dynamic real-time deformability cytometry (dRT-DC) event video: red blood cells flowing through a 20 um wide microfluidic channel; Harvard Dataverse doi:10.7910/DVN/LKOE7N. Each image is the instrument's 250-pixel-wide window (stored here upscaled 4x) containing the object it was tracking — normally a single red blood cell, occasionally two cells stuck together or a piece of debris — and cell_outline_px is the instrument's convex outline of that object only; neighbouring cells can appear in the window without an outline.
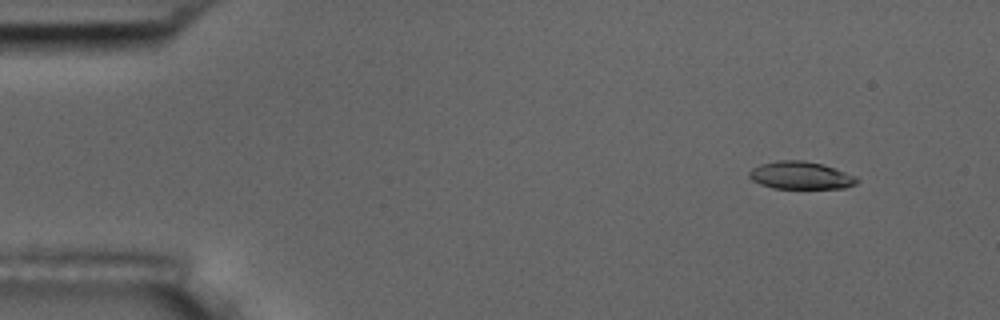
{"species": "common noctule bat (a hibernating species)", "species_latin": "Nyctalus noctula", "temperature_condition": "room temperature", "stored_images_in_passage": 5, "camera_frame_rate_fps": 3000, "um_per_image_px": 0.085, "animal": {"sex": "male", "body_mass_g": 17.5, "forearm_length_mm": 52.3}, "frame": {"image": 1, "passage_image": 2, "time_ms": 1.0, "image_size_px": [1000, 320], "cell_outline_px": [[860, 180], [856, 184], [844, 188], [772, 188], [760, 184], [752, 180], [748, 176], [748, 172], [752, 168], [760, 164], [780, 160], [804, 160], [820, 164], [856, 176]], "centroid_in_image_um": [68.03, 14.91], "position_along_channel_um": 17.0, "area_um2": 17.22}}
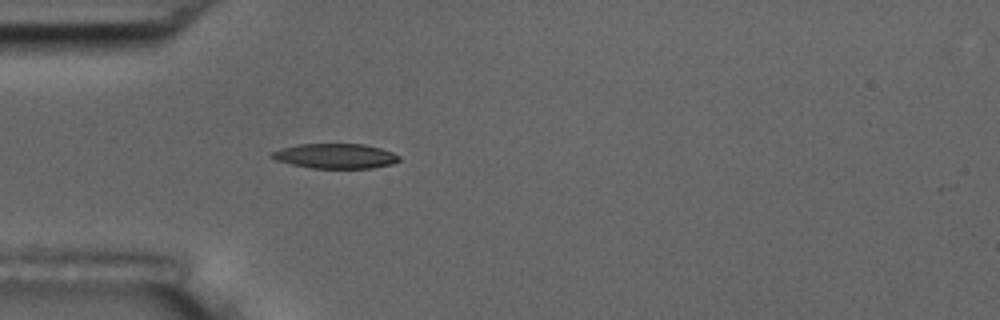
{"frame": {"image": 2, "passage_image": 5, "time_ms": 4.667, "image_size_px": [1000, 320], "cell_outline_px": [[400, 160], [392, 164], [372, 168], [312, 168], [292, 164], [276, 160], [268, 156], [272, 152], [280, 148], [296, 144], [364, 144], [380, 148], [392, 152], [400, 156]], "centroid_in_image_um": [28.49, 13.26], "position_along_channel_um": 56.5, "area_um2": 18.5}}